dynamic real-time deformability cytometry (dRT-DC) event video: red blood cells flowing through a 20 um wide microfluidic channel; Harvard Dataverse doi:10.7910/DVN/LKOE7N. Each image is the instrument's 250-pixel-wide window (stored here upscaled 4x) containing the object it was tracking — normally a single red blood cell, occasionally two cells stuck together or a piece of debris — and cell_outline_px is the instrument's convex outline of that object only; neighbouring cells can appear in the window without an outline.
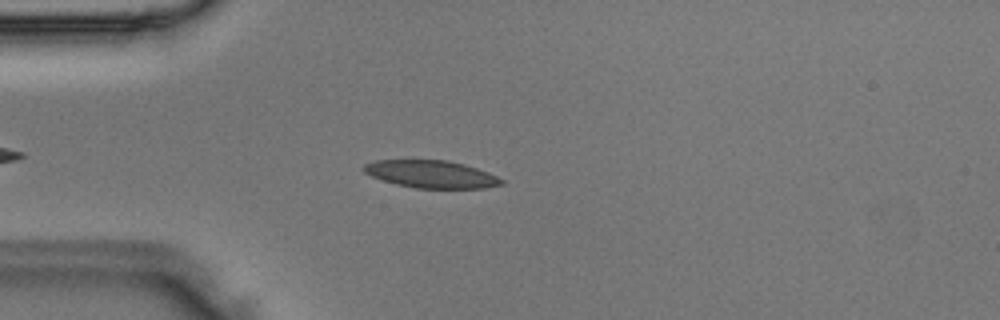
{"species": "Egyptian fruit bat (a non-hibernating species)", "species_latin": "Rousettus aegyptiacus", "temperature_condition": "room temperature", "stored_images_in_passage": 40, "camera_frame_rate_fps": 3000, "um_per_image_px": 0.085, "animal": {"sex": "male"}, "frame": {"image": 1, "passage_image": 7, "time_ms": 2.0, "image_size_px": [1000, 320], "cell_outline_px": [[504, 184], [484, 188], [416, 188], [396, 184], [372, 176], [364, 172], [360, 168], [364, 164], [376, 160], [412, 156], [448, 160], [464, 164], [488, 172], [504, 180]], "centroid_in_image_um": [36.57, 14.74], "position_along_channel_um": 48.4, "area_um2": 23.06}}
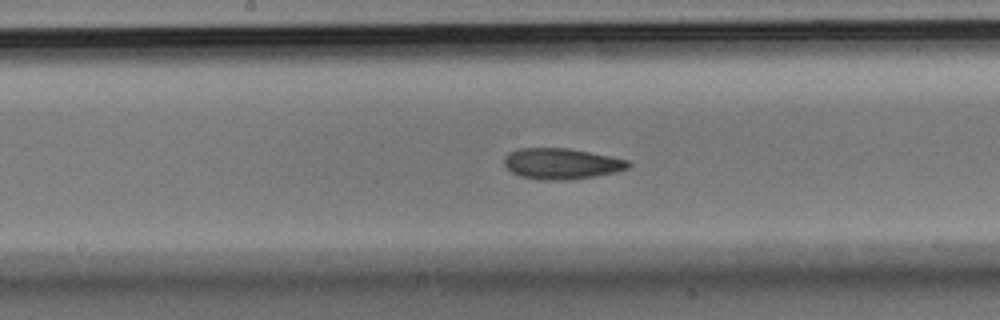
{"frame": {"image": 2, "passage_image": 19, "time_ms": 6.0, "image_size_px": [1000, 320], "cell_outline_px": [[632, 164], [628, 168], [616, 172], [568, 180], [540, 180], [520, 176], [512, 172], [504, 164], [504, 156], [508, 152], [520, 148], [568, 148], [612, 156], [628, 160]], "centroid_in_image_um": [47.72, 13.91], "position_along_channel_um": 200.5, "area_um2": 22.43}}
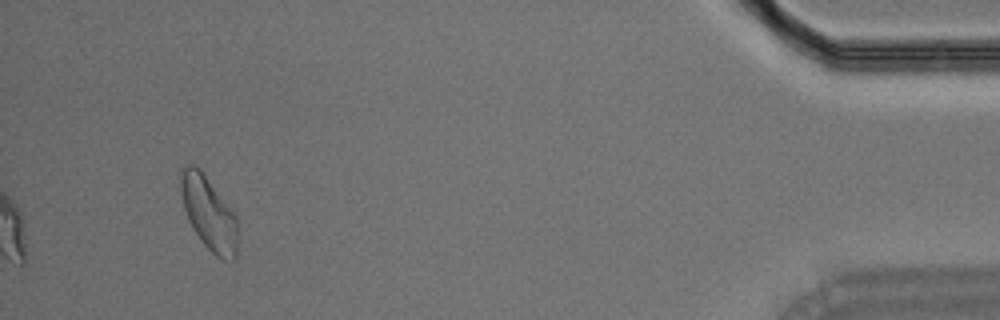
{"frame": {"image": 3, "passage_image": 40, "time_ms": 13.0, "image_size_px": [1000, 320], "cell_outline_px": [[240, 232], [236, 260], [224, 260], [216, 256], [200, 240], [192, 228], [188, 220], [184, 208], [180, 192], [180, 168], [184, 164], [196, 164], [204, 172], [236, 216]], "centroid_in_image_um": [17.76, 18.12], "position_along_channel_um": 417.4, "area_um2": 25.14}}